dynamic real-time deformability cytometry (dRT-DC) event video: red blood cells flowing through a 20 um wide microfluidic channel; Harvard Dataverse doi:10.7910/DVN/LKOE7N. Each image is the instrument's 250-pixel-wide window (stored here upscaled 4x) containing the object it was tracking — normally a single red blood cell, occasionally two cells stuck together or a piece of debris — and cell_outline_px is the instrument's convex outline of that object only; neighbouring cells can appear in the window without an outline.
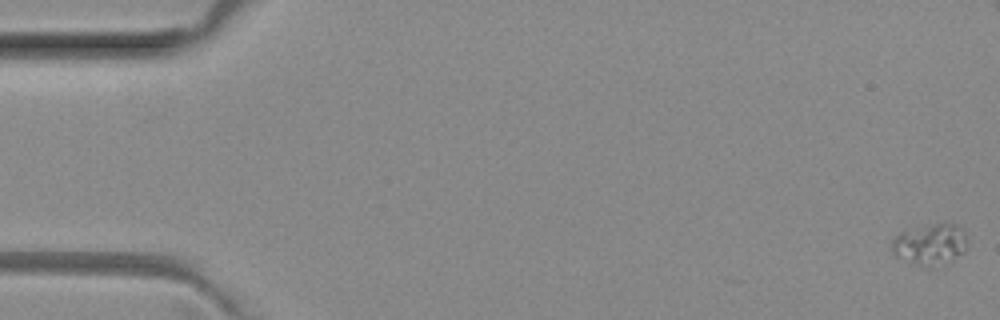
{"species": "common noctule bat (a hibernating species)", "species_latin": "Nyctalus noctula", "temperature_condition": "room temperature", "stored_images_in_passage": 10, "camera_frame_rate_fps": 3000, "um_per_image_px": 0.085, "animal": {"sex": "female", "body_mass_g": 29.2, "forearm_length_mm": 56.3}, "frame": {"image": 1, "passage_image": 1, "time_ms": 0.0, "image_size_px": [1000, 320], "cell_outline_px": [[968, 236], [964, 252], [952, 260], [936, 268], [924, 268], [896, 256], [892, 252], [892, 240], [904, 228], [944, 220], [960, 224], [964, 228]], "centroid_in_image_um": [79.1, 20.71], "position_along_channel_um": 5.9, "area_um2": 19.42}}